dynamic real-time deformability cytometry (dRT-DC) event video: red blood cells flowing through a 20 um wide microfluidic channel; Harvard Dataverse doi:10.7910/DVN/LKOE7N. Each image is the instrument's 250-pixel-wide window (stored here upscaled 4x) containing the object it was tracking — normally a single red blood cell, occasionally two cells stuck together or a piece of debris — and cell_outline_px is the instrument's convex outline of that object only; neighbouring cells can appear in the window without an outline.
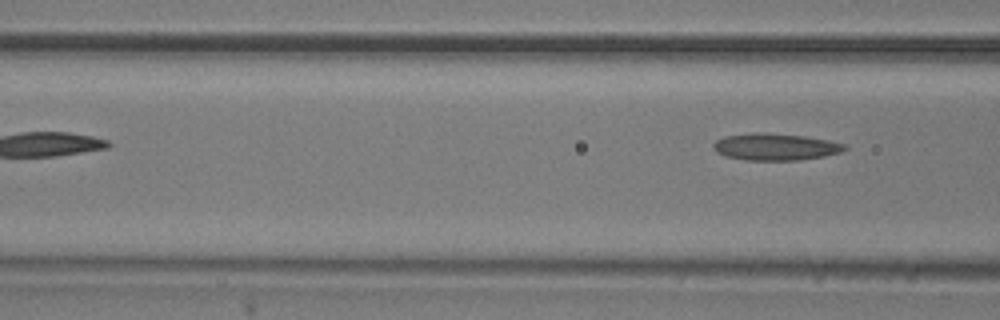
{"species": "common noctule bat (a hibernating species)", "species_latin": "Nyctalus noctula", "temperature_condition": "room temperature", "stored_images_in_passage": 3, "camera_frame_rate_fps": 3000, "um_per_image_px": 0.085, "animal": {"sex": "male", "body_mass_g": 20.5, "forearm_length_mm": 52.5}, "frame": {"image": 1, "passage_image": 3, "time_ms": 2.333, "image_size_px": [1000, 320], "cell_outline_px": [[848, 148], [840, 152], [824, 156], [800, 160], [744, 160], [724, 156], [716, 152], [712, 148], [712, 144], [716, 140], [724, 136], [756, 132], [764, 132], [804, 136], [828, 140], [844, 144]], "centroid_in_image_um": [65.86, 12.48], "position_along_channel_um": 100.7, "area_um2": 20.69}}